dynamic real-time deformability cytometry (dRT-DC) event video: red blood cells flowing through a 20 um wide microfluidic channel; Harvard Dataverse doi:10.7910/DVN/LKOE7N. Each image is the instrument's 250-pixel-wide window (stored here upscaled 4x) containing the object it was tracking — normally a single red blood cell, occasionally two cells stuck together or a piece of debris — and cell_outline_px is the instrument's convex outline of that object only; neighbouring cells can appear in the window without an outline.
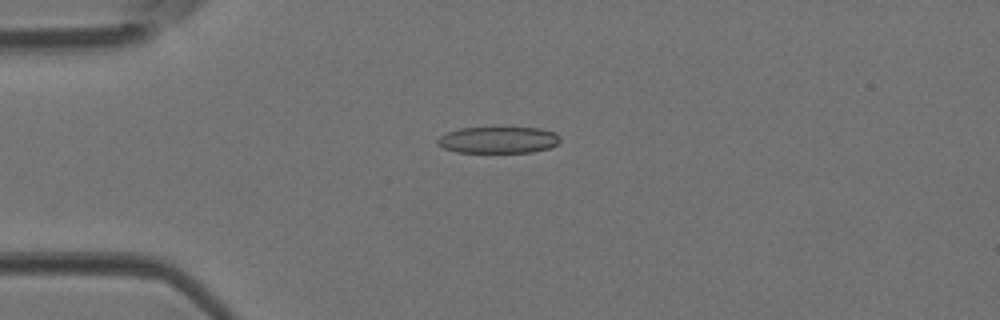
{"species": "Egyptian fruit bat (a non-hibernating species)", "species_latin": "Rousettus aegyptiacus", "temperature_condition": "room temperature", "stored_images_in_passage": 45, "camera_frame_rate_fps": 3000, "um_per_image_px": 0.085, "animal": {"sex": "female"}, "frame": {"image": 1, "passage_image": 11, "time_ms": 3.333, "image_size_px": [1000, 320], "cell_outline_px": [[560, 140], [556, 144], [548, 148], [532, 152], [456, 152], [444, 148], [436, 144], [436, 140], [440, 136], [448, 132], [460, 128], [540, 128], [556, 132], [560, 136]], "centroid_in_image_um": [42.35, 11.89], "position_along_channel_um": 42.7, "area_um2": 18.9}}
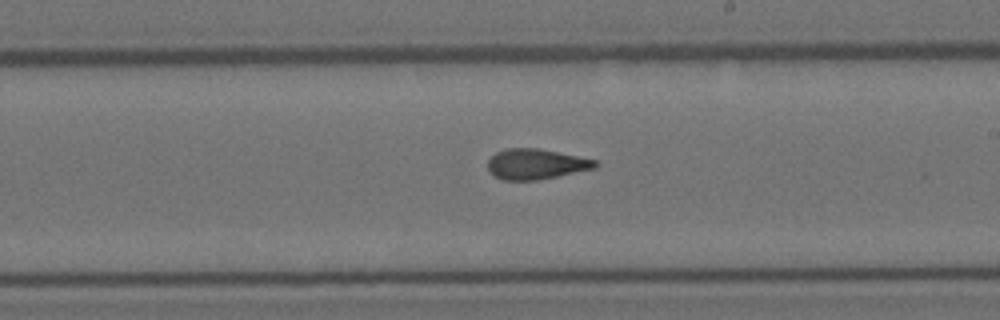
{"frame": {"image": 2, "passage_image": 26, "time_ms": 8.333, "image_size_px": [1000, 320], "cell_outline_px": [[600, 164], [596, 168], [536, 180], [504, 180], [496, 176], [488, 168], [488, 160], [496, 152], [508, 148], [540, 148], [596, 160]], "centroid_in_image_um": [45.58, 13.93], "position_along_channel_um": 243.4, "area_um2": 18.84}}
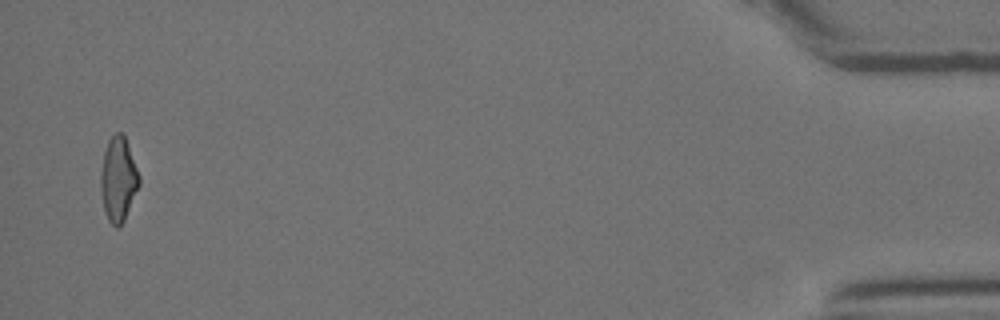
{"frame": {"image": 3, "passage_image": 44, "time_ms": 14.333, "image_size_px": [1000, 320], "cell_outline_px": [[140, 184], [124, 220], [120, 228], [116, 228], [108, 220], [104, 212], [100, 188], [100, 172], [104, 152], [108, 140], [116, 132], [120, 132], [124, 136], [140, 176]], "centroid_in_image_um": [10.04, 15.27], "position_along_channel_um": 425.2, "area_um2": 18.9}}